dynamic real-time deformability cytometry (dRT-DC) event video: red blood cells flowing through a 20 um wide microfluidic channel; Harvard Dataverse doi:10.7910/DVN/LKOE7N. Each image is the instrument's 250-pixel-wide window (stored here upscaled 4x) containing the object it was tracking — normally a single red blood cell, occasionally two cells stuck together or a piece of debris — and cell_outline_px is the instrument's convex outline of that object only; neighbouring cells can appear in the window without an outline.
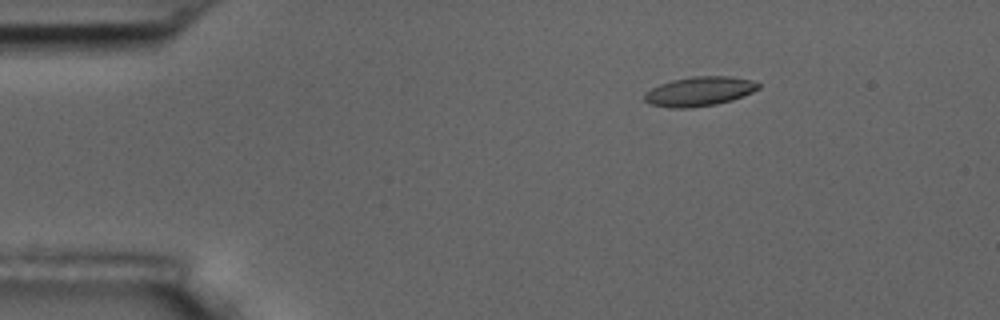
{"species": "common noctule bat (a hibernating species)", "species_latin": "Nyctalus noctula", "temperature_condition": "room temperature", "stored_images_in_passage": 4, "camera_frame_rate_fps": 3000, "um_per_image_px": 0.085, "animal": {"sex": "male", "body_mass_g": 17.5, "forearm_length_mm": 52.3}, "frame": {"image": 1, "passage_image": 2, "time_ms": 2.0, "image_size_px": [1000, 320], "cell_outline_px": [[760, 88], [752, 92], [732, 100], [716, 104], [692, 108], [672, 108], [648, 104], [644, 100], [644, 92], [660, 84], [672, 80], [692, 76], [728, 76], [752, 80], [760, 84]], "centroid_in_image_um": [59.42, 7.77], "position_along_channel_um": 25.6, "area_um2": 19.59}}